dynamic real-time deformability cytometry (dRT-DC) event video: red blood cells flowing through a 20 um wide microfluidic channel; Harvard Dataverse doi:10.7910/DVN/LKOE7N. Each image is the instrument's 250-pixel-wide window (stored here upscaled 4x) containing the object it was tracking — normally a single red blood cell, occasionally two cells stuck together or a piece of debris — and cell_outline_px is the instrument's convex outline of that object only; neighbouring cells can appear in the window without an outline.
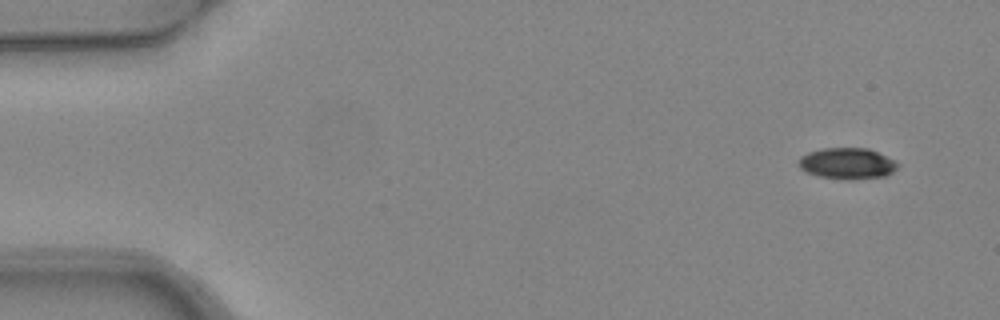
{"species": "common noctule bat (a hibernating species)", "species_latin": "Nyctalus noctula", "temperature_condition": "warm", "stored_images_in_passage": 5, "camera_frame_rate_fps": 3000, "um_per_image_px": 0.085, "animal": {"sex": "female", "body_mass_g": 24.6, "forearm_length_mm": 56.2}, "frame": {"image": 1, "passage_image": 1, "time_ms": 0.0, "image_size_px": [1000, 320], "cell_outline_px": [[900, 164], [888, 176], [852, 180], [848, 180], [820, 176], [808, 172], [800, 168], [800, 156], [808, 152], [824, 148], [868, 148], [896, 160]], "centroid_in_image_um": [72.07, 13.89], "position_along_channel_um": 12.9, "area_um2": 18.03}}
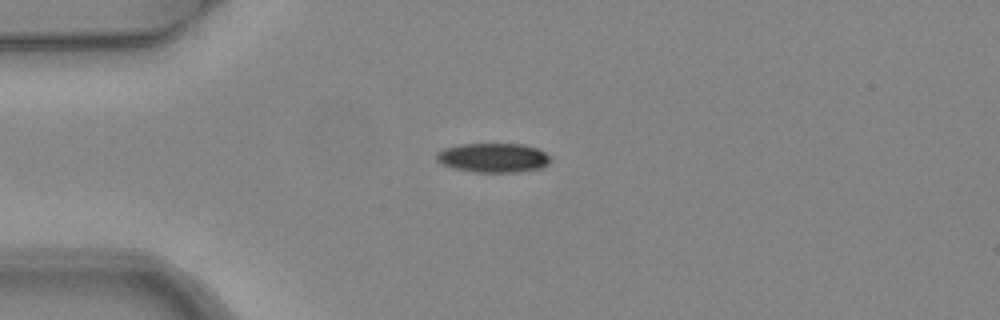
{"frame": {"image": 2, "passage_image": 4, "time_ms": 1.0, "image_size_px": [1000, 320], "cell_outline_px": [[552, 160], [544, 168], [516, 172], [476, 172], [452, 168], [440, 164], [436, 160], [436, 152], [444, 148], [460, 144], [524, 144], [536, 148], [552, 156]], "centroid_in_image_um": [41.93, 13.41], "position_along_channel_um": 43.1, "area_um2": 19.77}}